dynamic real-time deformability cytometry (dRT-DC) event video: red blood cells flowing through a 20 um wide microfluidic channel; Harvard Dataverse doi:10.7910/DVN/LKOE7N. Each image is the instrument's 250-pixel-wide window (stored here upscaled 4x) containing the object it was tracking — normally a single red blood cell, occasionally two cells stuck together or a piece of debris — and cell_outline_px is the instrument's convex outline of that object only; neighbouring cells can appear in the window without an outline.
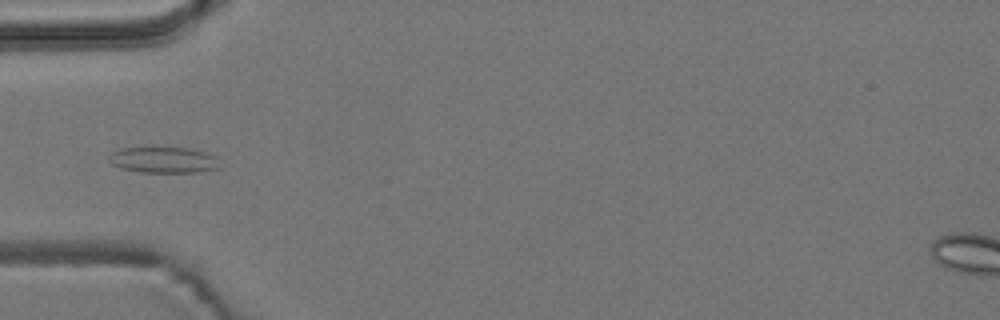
{"species": "common noctule bat (a hibernating species)", "species_latin": "Nyctalus noctula", "temperature_condition": "room temperature", "stored_images_in_passage": 2, "camera_frame_rate_fps": 3000, "um_per_image_px": 0.085, "animal": {"sex": "male", "body_mass_g": 19.2, "forearm_length_mm": 51.8}, "frame": {"image": 1, "passage_image": 2, "time_ms": 1.333, "image_size_px": [1000, 320], "cell_outline_px": [[220, 168], [196, 172], [140, 172], [120, 168], [112, 164], [108, 160], [108, 156], [112, 152], [120, 148], [156, 144], [188, 148], [204, 152], [216, 156]], "centroid_in_image_um": [13.84, 13.54], "position_along_channel_um": 71.2, "area_um2": 17.69}}